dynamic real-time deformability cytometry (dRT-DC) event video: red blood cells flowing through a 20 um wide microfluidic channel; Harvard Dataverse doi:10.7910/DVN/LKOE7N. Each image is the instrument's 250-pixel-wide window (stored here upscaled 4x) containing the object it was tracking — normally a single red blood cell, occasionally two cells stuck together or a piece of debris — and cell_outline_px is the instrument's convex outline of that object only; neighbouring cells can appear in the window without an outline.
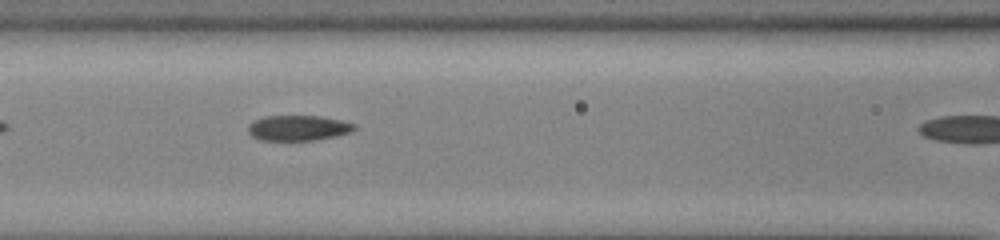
{"species": "common noctule bat (a hibernating species)", "species_latin": "Nyctalus noctula", "temperature_condition": "cold", "stored_images_in_passage": 14, "camera_frame_rate_fps": 3000, "um_per_image_px": 0.085, "animal": {"sex": "male", "body_mass_g": 13.0, "forearm_length_mm": 53.1}, "frame": {"image": 1, "passage_image": 7, "time_ms": 2.0, "image_size_px": [1000, 240], "cell_outline_px": [[356, 128], [352, 132], [336, 136], [312, 140], [260, 140], [252, 136], [248, 132], [248, 124], [264, 116], [320, 116], [340, 120], [356, 124]], "centroid_in_image_um": [25.35, 10.87], "position_along_channel_um": 141.2, "area_um2": 15.66}}
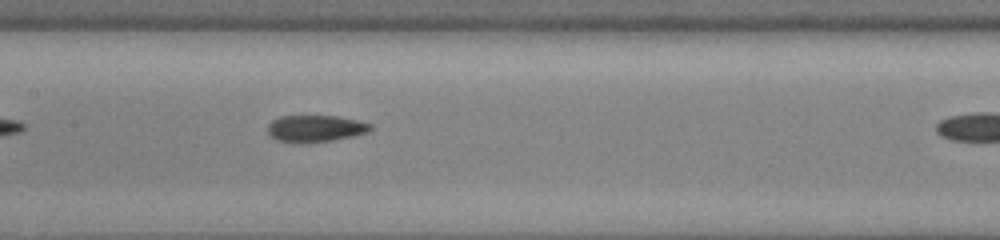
{"frame": {"image": 2, "passage_image": 10, "time_ms": 3.0, "image_size_px": [1000, 240], "cell_outline_px": [[372, 128], [368, 132], [352, 136], [332, 140], [304, 144], [300, 144], [276, 140], [268, 132], [268, 124], [272, 120], [280, 116], [336, 116], [356, 120], [372, 124]], "centroid_in_image_um": [26.78, 10.93], "position_along_channel_um": 180.6, "area_um2": 16.13}}